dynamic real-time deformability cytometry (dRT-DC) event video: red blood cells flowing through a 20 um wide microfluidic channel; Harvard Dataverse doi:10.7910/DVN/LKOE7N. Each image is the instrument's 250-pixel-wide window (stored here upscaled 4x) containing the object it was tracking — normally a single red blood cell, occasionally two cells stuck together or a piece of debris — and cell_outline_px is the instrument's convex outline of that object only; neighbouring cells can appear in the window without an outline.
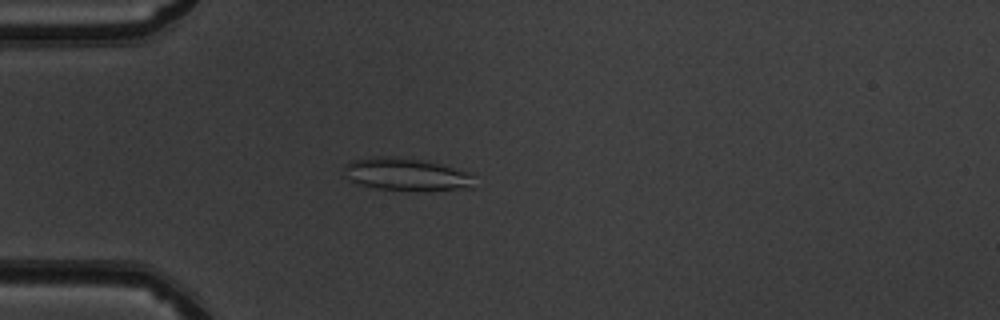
{"species": "common noctule bat (a hibernating species)", "species_latin": "Nyctalus noctula", "temperature_condition": "warm", "stored_images_in_passage": 39, "camera_frame_rate_fps": 3000, "um_per_image_px": 0.085, "animal": {"sex": "male", "body_mass_g": 19.5, "forearm_length_mm": 54.6}, "frame": {"image": 1, "passage_image": 3, "time_ms": 0.667, "image_size_px": [1000, 320], "cell_outline_px": [[476, 188], [424, 192], [376, 188], [356, 184], [344, 176], [344, 164], [352, 160], [380, 156], [392, 156], [424, 160], [440, 164], [468, 172], [476, 176]], "centroid_in_image_um": [34.61, 14.85], "position_along_channel_um": 50.4, "area_um2": 25.61}}
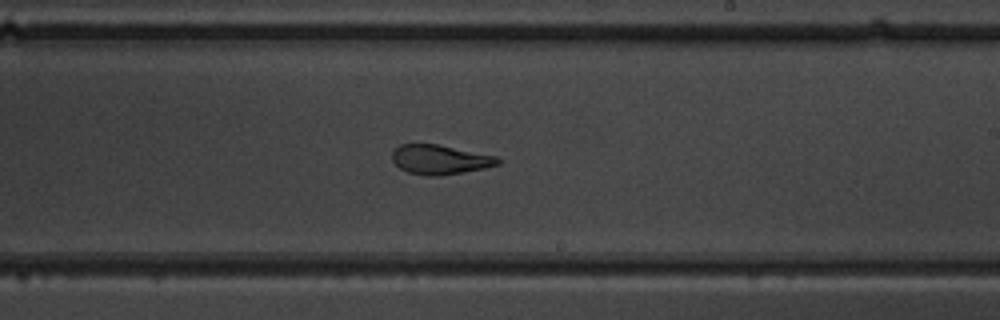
{"frame": {"image": 2, "passage_image": 19, "time_ms": 6.0, "image_size_px": [1000, 320], "cell_outline_px": [[504, 160], [500, 164], [484, 168], [464, 172], [440, 176], [428, 176], [408, 172], [400, 168], [392, 160], [392, 152], [400, 144], [436, 144], [496, 156]], "centroid_in_image_um": [37.42, 13.57], "position_along_channel_um": 251.6, "area_um2": 18.15}}
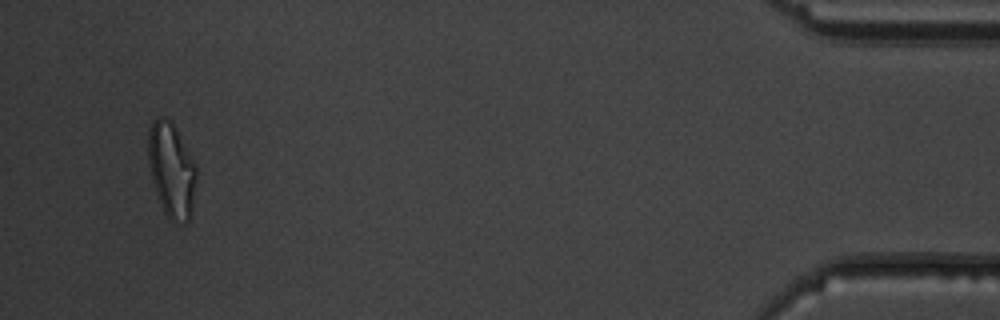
{"frame": {"image": 3, "passage_image": 37, "time_ms": 12.0, "image_size_px": [1000, 320], "cell_outline_px": [[196, 180], [192, 216], [184, 224], [176, 224], [164, 212], [156, 192], [152, 180], [148, 164], [148, 128], [152, 120], [156, 116], [164, 116], [172, 120], [196, 168]], "centroid_in_image_um": [14.56, 14.44], "position_along_channel_um": 420.6, "area_um2": 26.82}, "authors_computed_cell_mechanics": {"area_um2": 19.9988, "velocity_mm_per_s": 4.0335, "shape_relaxation_time_tau1_ms": null, "shape_relaxation_time_tau2_ms": 2.1229, "deformation_change_tau1": null, "deformation_change_tau2": 0.0979}}